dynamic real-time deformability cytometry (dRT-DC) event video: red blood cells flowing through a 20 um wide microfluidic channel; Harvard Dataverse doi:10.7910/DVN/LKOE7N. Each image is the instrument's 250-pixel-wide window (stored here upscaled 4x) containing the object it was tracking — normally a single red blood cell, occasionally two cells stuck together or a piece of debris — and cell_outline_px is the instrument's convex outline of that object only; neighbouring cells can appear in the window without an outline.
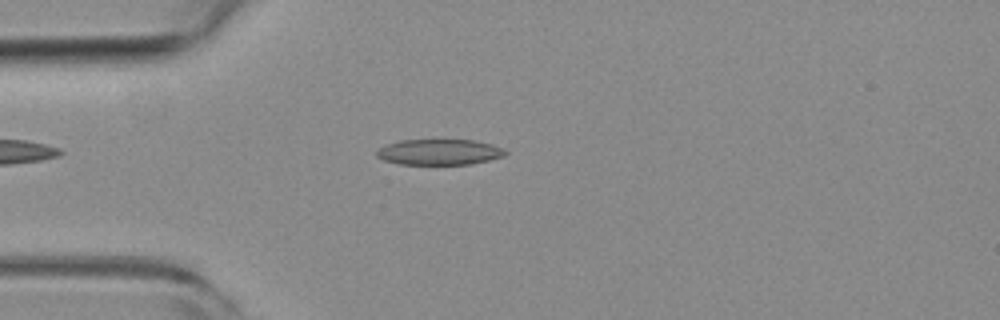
{"species": "common noctule bat (a hibernating species)", "species_latin": "Nyctalus noctula", "temperature_condition": "room temperature", "stored_images_in_passage": 53, "camera_frame_rate_fps": 3000, "um_per_image_px": 0.085, "animal": {"sex": "female", "body_mass_g": 19.3, "forearm_length_mm": 54.1}, "frame": {"image": 1, "passage_image": 13, "time_ms": 4.0, "image_size_px": [1000, 320], "cell_outline_px": [[508, 152], [504, 156], [472, 164], [400, 164], [384, 160], [376, 156], [376, 152], [380, 148], [388, 144], [400, 140], [472, 140], [492, 144], [504, 148]], "centroid_in_image_um": [37.37, 12.92], "position_along_channel_um": 47.6, "area_um2": 19.19}}
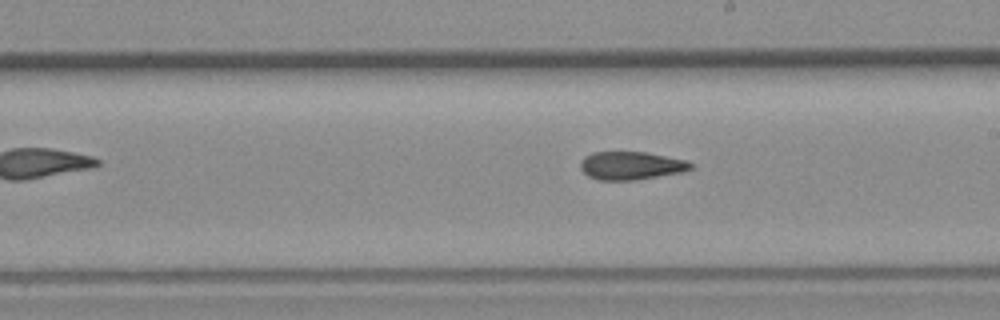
{"frame": {"image": 2, "passage_image": 29, "time_ms": 9.333, "image_size_px": [1000, 320], "cell_outline_px": [[696, 164], [692, 168], [684, 172], [636, 180], [596, 180], [588, 176], [580, 168], [580, 160], [584, 156], [592, 152], [648, 152], [688, 160]], "centroid_in_image_um": [53.68, 14.07], "position_along_channel_um": 235.3, "area_um2": 18.5}}
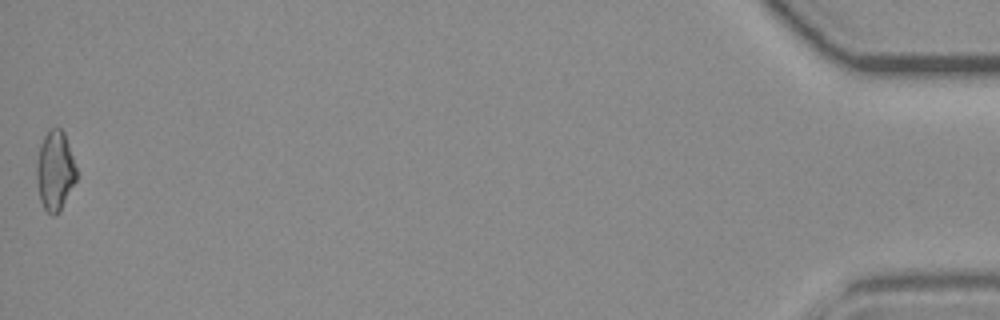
{"frame": {"image": 3, "passage_image": 53, "time_ms": 17.333, "image_size_px": [1000, 320], "cell_outline_px": [[76, 180], [60, 212], [56, 216], [52, 216], [44, 208], [40, 200], [36, 180], [36, 164], [40, 144], [44, 136], [52, 128], [60, 128], [64, 132], [76, 168]], "centroid_in_image_um": [4.66, 14.55], "position_along_channel_um": 430.5, "area_um2": 18.44}, "authors_computed_cell_mechanics": {"area_um2": 18.5538, "velocity_mm_per_s": 3.7539, "shape_relaxation_time_tau1_ms": null, "shape_relaxation_time_tau2_ms": 4.5915, "deformation_change_tau1": null, "deformation_change_tau2": 0.1391}}